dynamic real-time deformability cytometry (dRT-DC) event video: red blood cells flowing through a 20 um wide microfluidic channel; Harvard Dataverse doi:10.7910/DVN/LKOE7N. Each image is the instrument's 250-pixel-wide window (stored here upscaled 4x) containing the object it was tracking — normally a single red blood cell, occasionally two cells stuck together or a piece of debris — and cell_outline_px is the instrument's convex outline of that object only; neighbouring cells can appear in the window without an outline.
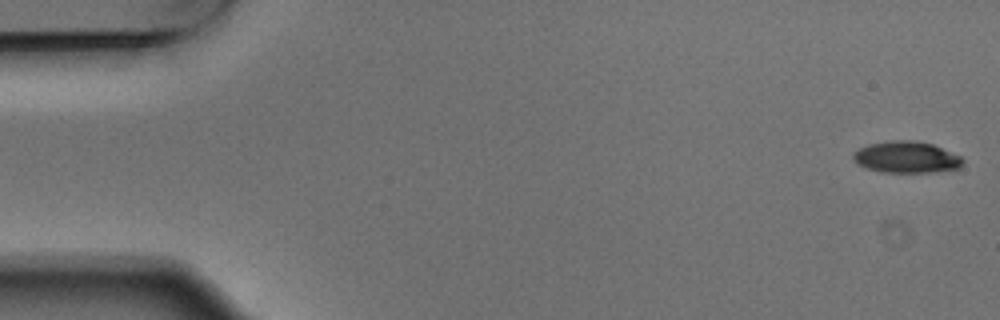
{"species": "Egyptian fruit bat (a non-hibernating species)", "species_latin": "Rousettus aegyptiacus", "temperature_condition": "warm", "stored_images_in_passage": 5, "camera_frame_rate_fps": 3000, "um_per_image_px": 0.085, "animal": {"sex": "male"}, "frame": {"image": 1, "passage_image": 1, "time_ms": 0.0, "image_size_px": [1000, 320], "cell_outline_px": [[964, 160], [960, 168], [936, 172], [880, 172], [856, 164], [852, 156], [852, 152], [868, 144], [892, 140], [916, 140], [932, 144], [960, 156]], "centroid_in_image_um": [77.03, 13.36], "position_along_channel_um": 8.0, "area_um2": 20.23}}
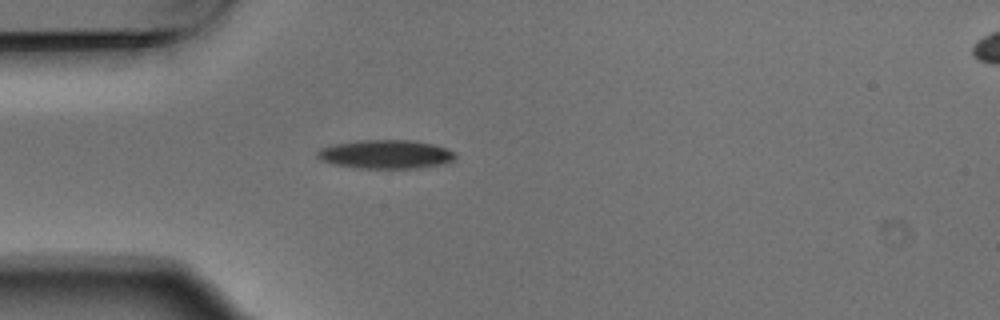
{"frame": {"image": 2, "passage_image": 5, "time_ms": 1.333, "image_size_px": [1000, 320], "cell_outline_px": [[456, 160], [448, 164], [416, 168], [352, 168], [320, 160], [316, 156], [316, 152], [320, 148], [332, 144], [356, 140], [412, 140], [432, 144], [456, 152]], "centroid_in_image_um": [32.8, 13.12], "position_along_channel_um": 52.2, "area_um2": 23.47}}